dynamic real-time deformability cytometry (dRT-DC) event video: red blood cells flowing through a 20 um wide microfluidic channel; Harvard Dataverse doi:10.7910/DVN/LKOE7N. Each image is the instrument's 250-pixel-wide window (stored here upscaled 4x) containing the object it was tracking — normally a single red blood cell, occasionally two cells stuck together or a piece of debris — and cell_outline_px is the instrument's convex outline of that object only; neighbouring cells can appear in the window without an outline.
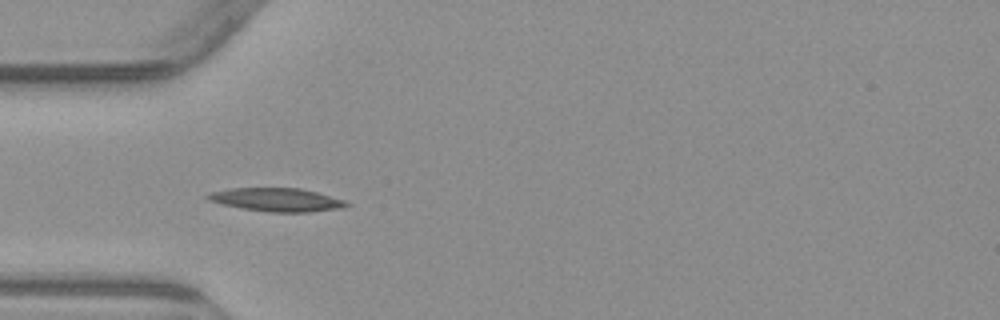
{"species": "common noctule bat (a hibernating species)", "species_latin": "Nyctalus noctula", "temperature_condition": "warm", "stored_images_in_passage": 2, "camera_frame_rate_fps": 3000, "um_per_image_px": 0.085, "animal": {"sex": "male", "body_mass_g": 23.1, "forearm_length_mm": 52.7}, "frame": {"image": 1, "passage_image": 2, "time_ms": 4.667, "image_size_px": [1000, 320], "cell_outline_px": [[352, 204], [344, 208], [308, 212], [268, 212], [240, 208], [208, 200], [204, 196], [208, 192], [228, 188], [300, 188], [316, 192], [344, 200]], "centroid_in_image_um": [23.5, 16.97], "position_along_channel_um": 61.5, "area_um2": 19.02}}